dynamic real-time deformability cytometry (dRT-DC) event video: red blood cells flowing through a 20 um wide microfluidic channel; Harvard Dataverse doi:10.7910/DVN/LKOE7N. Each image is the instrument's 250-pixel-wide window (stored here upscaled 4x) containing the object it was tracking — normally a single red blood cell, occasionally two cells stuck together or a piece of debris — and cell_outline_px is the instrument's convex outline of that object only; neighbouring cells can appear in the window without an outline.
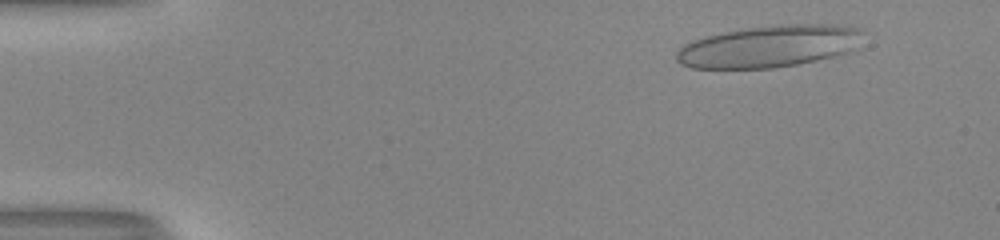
{"species": "human", "species_latin": "Homo sapiens", "temperature_condition": "room temperature", "stored_images_in_passage": 46, "camera_frame_rate_fps": 3000, "um_per_image_px": 0.085, "donor": {"sex": "male"}, "frame": {"image": 1, "passage_image": 6, "time_ms": 1.667, "image_size_px": [1000, 240], "cell_outline_px": [[860, 32], [856, 48], [848, 52], [816, 60], [796, 64], [772, 68], [692, 68], [680, 64], [676, 60], [676, 52], [684, 44], [708, 36], [724, 32], [748, 28], [784, 24], [828, 24], [860, 28]], "centroid_in_image_um": [65.34, 3.94], "position_along_channel_um": 19.7, "area_um2": 44.97}}
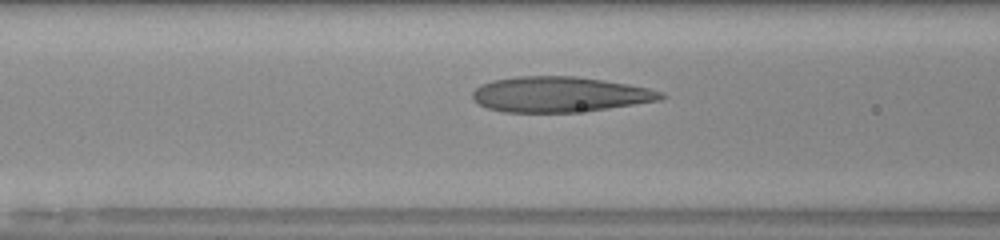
{"frame": {"image": 2, "passage_image": 22, "time_ms": 7.0, "image_size_px": [1000, 240], "cell_outline_px": [[668, 96], [660, 100], [608, 108], [576, 112], [504, 112], [488, 108], [472, 100], [472, 92], [480, 84], [492, 80], [516, 76], [576, 76], [604, 80], [628, 84], [648, 88], [664, 92]], "centroid_in_image_um": [47.56, 8.01], "position_along_channel_um": 119.0, "area_um2": 38.96}}
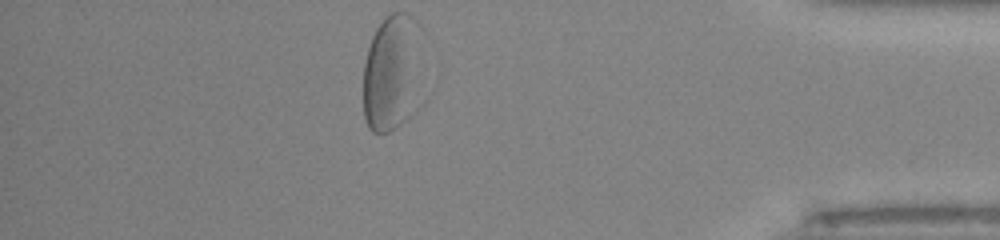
{"frame": {"image": 3, "passage_image": 46, "time_ms": 15.0, "image_size_px": [1000, 240], "cell_outline_px": [[432, 92], [424, 104], [416, 112], [388, 132], [372, 132], [368, 128], [364, 120], [364, 64], [368, 48], [372, 36], [376, 28], [392, 12], [408, 12], [420, 24]], "centroid_in_image_um": [33.58, 6.22], "position_along_channel_um": 401.6, "area_um2": 45.14}}